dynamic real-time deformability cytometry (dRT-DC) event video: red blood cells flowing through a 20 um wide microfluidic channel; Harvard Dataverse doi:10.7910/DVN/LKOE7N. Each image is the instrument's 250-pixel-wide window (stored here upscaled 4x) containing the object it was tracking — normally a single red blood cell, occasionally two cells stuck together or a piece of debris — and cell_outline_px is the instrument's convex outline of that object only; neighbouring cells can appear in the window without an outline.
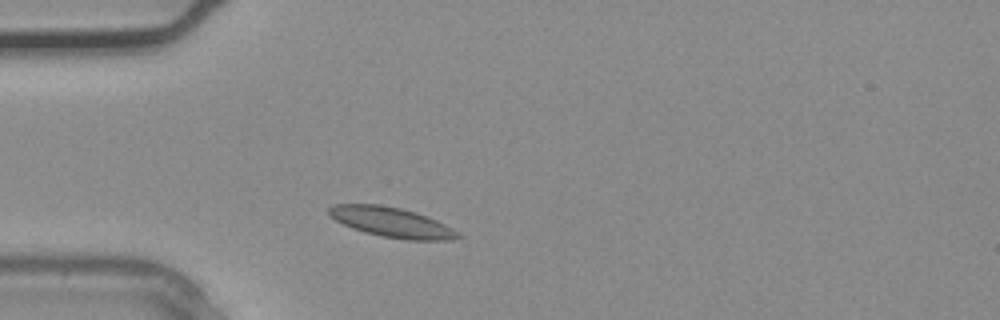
{"species": "common noctule bat (a hibernating species)", "species_latin": "Nyctalus noctula", "temperature_condition": "warm", "stored_images_in_passage": 1, "camera_frame_rate_fps": 3000, "um_per_image_px": 0.085, "animal": {"sex": "male", "body_mass_g": 20.4}, "frame": {"image": 1, "passage_image": 1, "time_ms": 0.0, "image_size_px": [1000, 320], "cell_outline_px": [[464, 236], [452, 240], [408, 240], [380, 236], [364, 232], [352, 228], [328, 216], [328, 208], [332, 204], [376, 204], [400, 208], [436, 220], [452, 228]], "centroid_in_image_um": [33.27, 18.9], "position_along_channel_um": 51.7, "area_um2": 22.37}}